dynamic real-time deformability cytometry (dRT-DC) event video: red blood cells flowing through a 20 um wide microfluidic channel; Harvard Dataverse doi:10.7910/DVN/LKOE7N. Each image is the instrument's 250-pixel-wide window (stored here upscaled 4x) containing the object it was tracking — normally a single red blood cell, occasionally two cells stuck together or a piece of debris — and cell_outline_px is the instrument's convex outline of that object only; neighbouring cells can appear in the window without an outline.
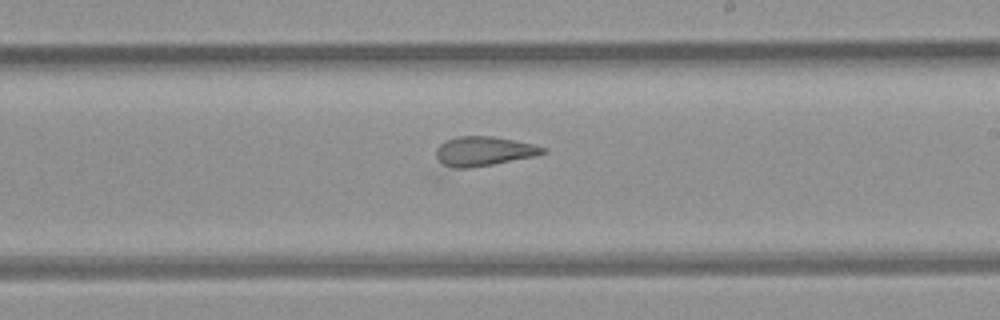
{"species": "common noctule bat (a hibernating species)", "species_latin": "Nyctalus noctula", "temperature_condition": "room temperature", "stored_images_in_passage": 46, "camera_frame_rate_fps": 3000, "um_per_image_px": 0.085, "animal": {"sex": "female", "body_mass_g": 21.9}, "frame": {"image": 1, "passage_image": 23, "time_ms": 7.333, "image_size_px": [1000, 320], "cell_outline_px": [[544, 152], [532, 156], [492, 164], [468, 168], [452, 168], [444, 164], [436, 156], [436, 148], [440, 144], [456, 136], [492, 136], [532, 144], [544, 148]], "centroid_in_image_um": [41.05, 12.84], "position_along_channel_um": 248.0, "area_um2": 17.74}}
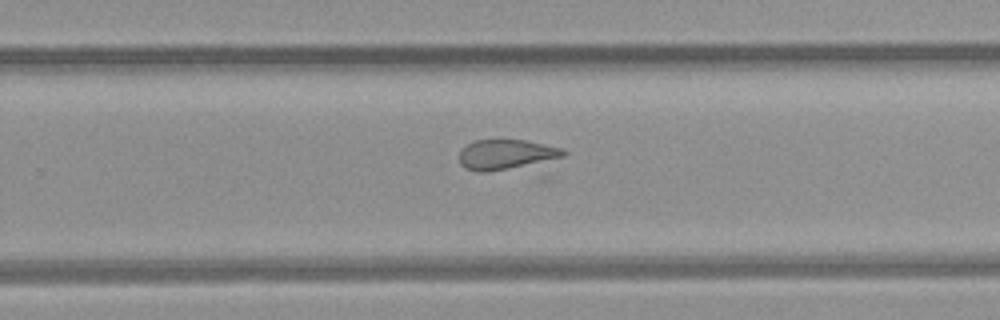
{"frame": {"image": 2, "passage_image": 26, "time_ms": 8.333, "image_size_px": [1000, 320], "cell_outline_px": [[568, 152], [564, 156], [508, 168], [488, 172], [476, 172], [464, 168], [460, 164], [460, 152], [468, 144], [476, 140], [524, 140], [564, 148]], "centroid_in_image_um": [42.99, 13.12], "position_along_channel_um": 286.8, "area_um2": 17.74}}